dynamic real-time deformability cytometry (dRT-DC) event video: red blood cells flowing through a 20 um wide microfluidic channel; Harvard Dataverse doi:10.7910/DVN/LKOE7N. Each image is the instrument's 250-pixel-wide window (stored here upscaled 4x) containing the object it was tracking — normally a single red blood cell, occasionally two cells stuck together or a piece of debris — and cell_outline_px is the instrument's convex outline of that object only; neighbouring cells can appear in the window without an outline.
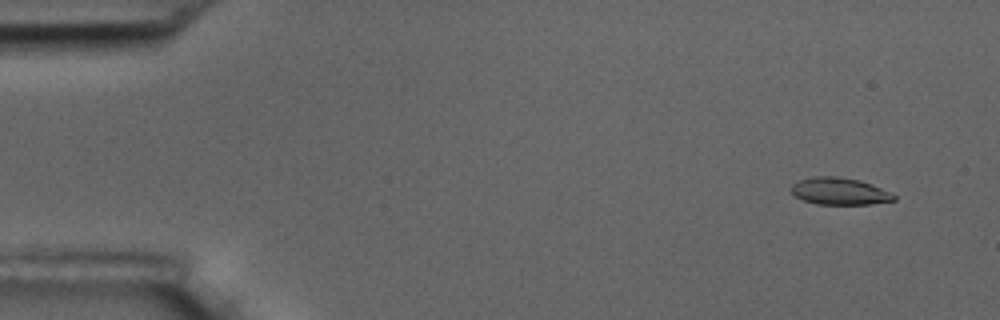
{"species": "common noctule bat (a hibernating species)", "species_latin": "Nyctalus noctula", "temperature_condition": "room temperature", "stored_images_in_passage": 5, "camera_frame_rate_fps": 3000, "um_per_image_px": 0.085, "animal": {"sex": "male", "body_mass_g": 17.5, "forearm_length_mm": 52.3}, "frame": {"image": 1, "passage_image": 1, "time_ms": 0.0, "image_size_px": [1000, 320], "cell_outline_px": [[896, 200], [868, 204], [816, 204], [804, 200], [796, 196], [788, 188], [792, 184], [800, 180], [816, 176], [836, 176], [860, 180], [872, 184], [896, 196]], "centroid_in_image_um": [71.33, 16.25], "position_along_channel_um": 13.7, "area_um2": 16.07}}
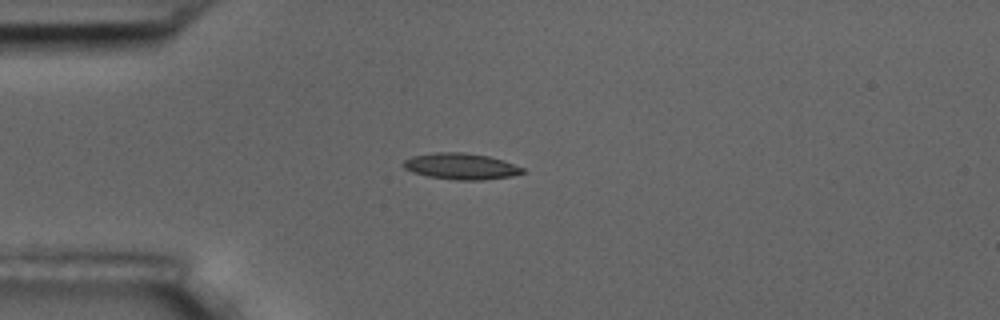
{"frame": {"image": 2, "passage_image": 4, "time_ms": 3.667, "image_size_px": [1000, 320], "cell_outline_px": [[524, 172], [512, 176], [484, 180], [456, 180], [428, 176], [412, 172], [404, 168], [400, 164], [404, 160], [412, 156], [432, 152], [464, 152], [488, 156], [504, 160], [524, 168]], "centroid_in_image_um": [39.16, 14.13], "position_along_channel_um": 45.8, "area_um2": 18.38}}